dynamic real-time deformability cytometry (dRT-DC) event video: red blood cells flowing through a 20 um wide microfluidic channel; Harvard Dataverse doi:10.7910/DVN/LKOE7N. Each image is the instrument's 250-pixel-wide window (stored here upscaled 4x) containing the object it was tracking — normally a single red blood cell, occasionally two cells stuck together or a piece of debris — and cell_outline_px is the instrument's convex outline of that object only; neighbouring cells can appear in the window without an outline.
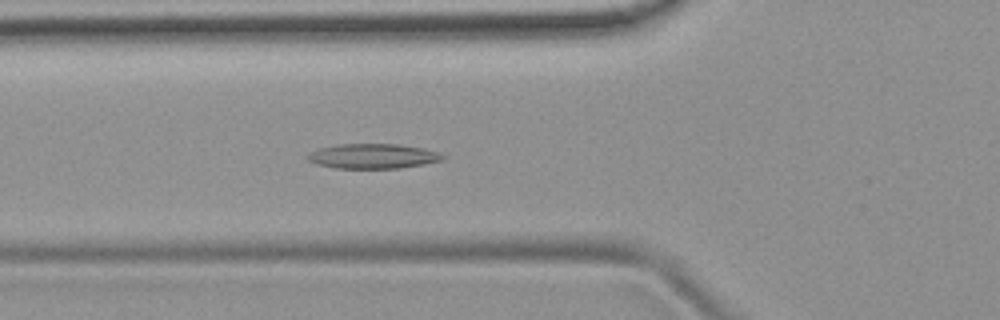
{"species": "common noctule bat (a hibernating species)", "species_latin": "Nyctalus noctula", "temperature_condition": "room temperature", "stored_images_in_passage": 52, "camera_frame_rate_fps": 3000, "um_per_image_px": 0.085, "animal": {"sex": "female", "body_mass_g": 19.9}, "frame": {"image": 1, "passage_image": 19, "time_ms": 6.0, "image_size_px": [1000, 320], "cell_outline_px": [[444, 160], [424, 164], [400, 168], [336, 168], [316, 164], [308, 160], [304, 156], [308, 152], [320, 148], [340, 144], [400, 144], [424, 148], [436, 152], [444, 156]], "centroid_in_image_um": [31.67, 13.27], "position_along_channel_um": 94.1, "area_um2": 19.59}}
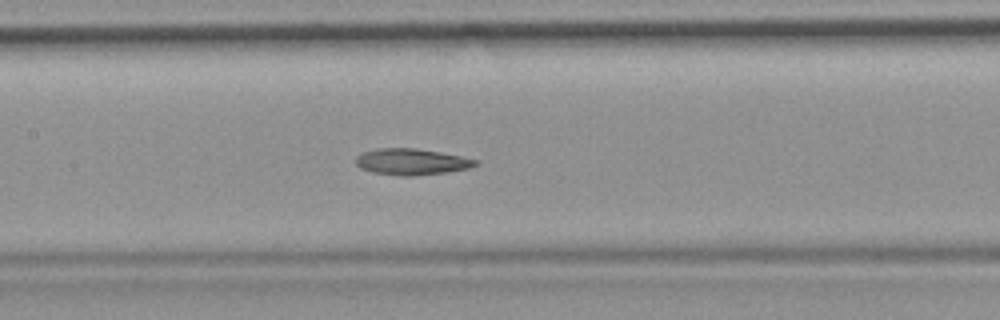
{"frame": {"image": 2, "passage_image": 25, "time_ms": 8.0, "image_size_px": [1000, 320], "cell_outline_px": [[480, 164], [468, 168], [444, 172], [412, 176], [400, 176], [372, 172], [360, 168], [356, 164], [356, 156], [360, 152], [376, 148], [416, 148], [440, 152], [480, 160]], "centroid_in_image_um": [34.96, 13.74], "position_along_channel_um": 172.4, "area_um2": 18.44}}
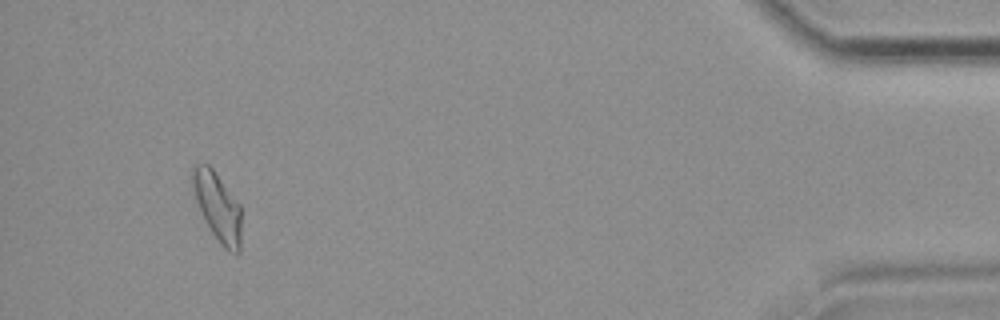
{"frame": {"image": 3, "passage_image": 49, "time_ms": 16.0, "image_size_px": [1000, 320], "cell_outline_px": [[240, 252], [236, 256], [228, 252], [220, 244], [212, 232], [196, 200], [192, 184], [192, 164], [208, 164], [212, 168], [240, 204]], "centroid_in_image_um": [18.51, 17.59], "position_along_channel_um": 416.7, "area_um2": 19.25}, "authors_computed_cell_mechanics": {"area_um2": 19.0451, "velocity_mm_per_s": 3.9031, "shape_relaxation_time_tau1_ms": null, "shape_relaxation_time_tau2_ms": 4.1448, "deformation_change_tau1": null, "deformation_change_tau2": 0.1204}}